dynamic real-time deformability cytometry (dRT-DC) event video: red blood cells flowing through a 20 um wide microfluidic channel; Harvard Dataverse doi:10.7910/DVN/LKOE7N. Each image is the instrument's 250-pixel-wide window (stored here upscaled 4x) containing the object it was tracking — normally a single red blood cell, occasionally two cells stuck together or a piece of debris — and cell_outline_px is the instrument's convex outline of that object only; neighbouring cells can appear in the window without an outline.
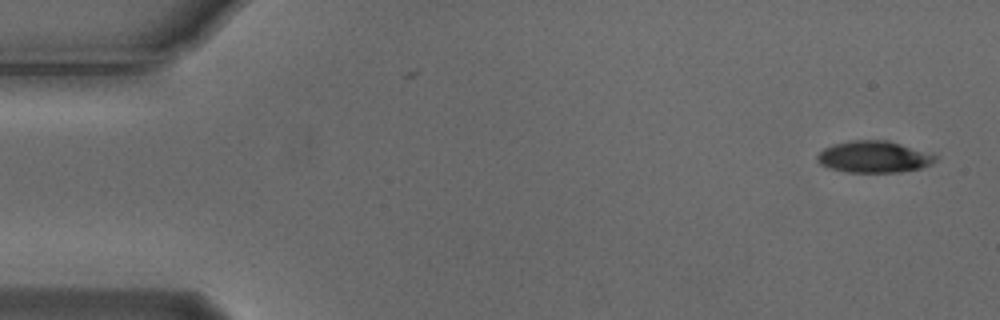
{"species": "Egyptian fruit bat (a non-hibernating species)", "species_latin": "Rousettus aegyptiacus", "temperature_condition": "cold", "stored_images_in_passage": 2, "camera_frame_rate_fps": 3000, "um_per_image_px": 0.085, "animal": {"sex": "male"}, "frame": {"image": 1, "passage_image": 2, "time_ms": 0.333, "image_size_px": [1000, 320], "cell_outline_px": [[940, 156], [932, 164], [920, 168], [900, 172], [848, 172], [828, 168], [820, 164], [816, 160], [816, 156], [824, 148], [836, 144], [852, 140], [888, 140]], "centroid_in_image_um": [74.29, 13.34], "position_along_channel_um": 10.7, "area_um2": 21.79}}